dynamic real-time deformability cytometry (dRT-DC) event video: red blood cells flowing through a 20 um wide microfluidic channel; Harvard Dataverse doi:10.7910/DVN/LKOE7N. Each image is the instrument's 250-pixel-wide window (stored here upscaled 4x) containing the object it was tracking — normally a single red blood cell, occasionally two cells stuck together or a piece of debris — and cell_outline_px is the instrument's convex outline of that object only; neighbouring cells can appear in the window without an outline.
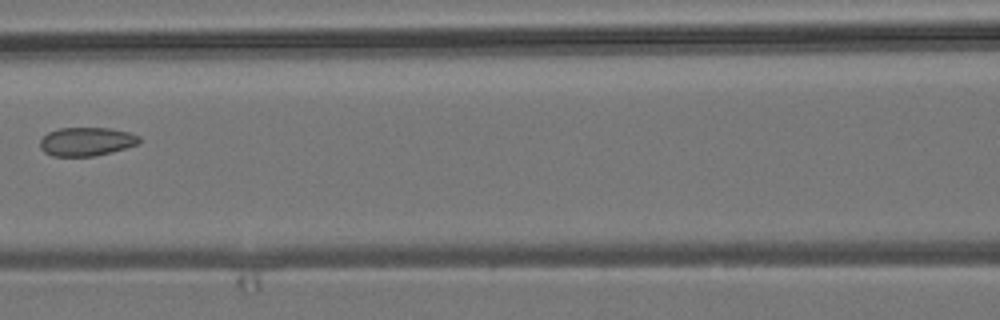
{"species": "common noctule bat (a hibernating species)", "species_latin": "Nyctalus noctula", "temperature_condition": "room temperature", "stored_images_in_passage": 7, "camera_frame_rate_fps": 3000, "um_per_image_px": 0.085, "animal": {"sex": "male", "body_mass_g": 19.2, "forearm_length_mm": 51.8}, "frame": {"image": 1, "passage_image": 7, "time_ms": 7.0, "image_size_px": [1000, 320], "cell_outline_px": [[140, 144], [112, 152], [96, 156], [52, 156], [44, 152], [40, 148], [40, 140], [48, 132], [60, 128], [112, 128], [128, 132], [140, 136]], "centroid_in_image_um": [7.37, 12.04], "position_along_channel_um": 159.2, "area_um2": 16.7}}